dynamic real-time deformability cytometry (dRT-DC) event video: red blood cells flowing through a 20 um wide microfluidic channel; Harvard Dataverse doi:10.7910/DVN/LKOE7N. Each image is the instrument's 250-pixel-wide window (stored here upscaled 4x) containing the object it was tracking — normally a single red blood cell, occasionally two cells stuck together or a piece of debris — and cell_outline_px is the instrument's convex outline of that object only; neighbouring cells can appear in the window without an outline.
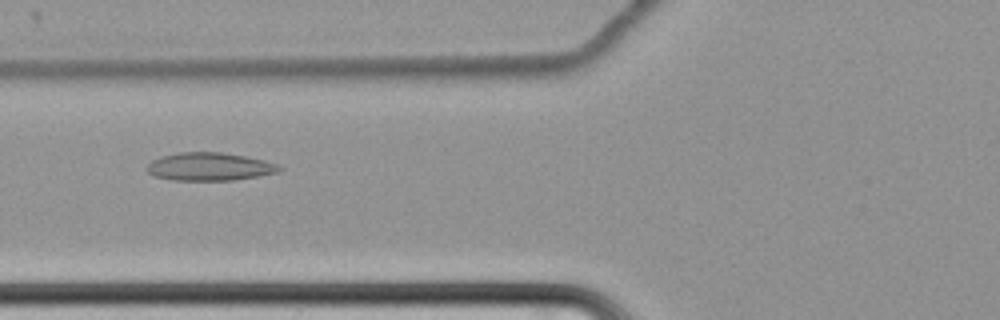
{"species": "common noctule bat (a hibernating species)", "species_latin": "Nyctalus noctula", "temperature_condition": "cold", "stored_images_in_passage": 62, "camera_frame_rate_fps": 3000, "um_per_image_px": 0.085, "animal": {"sex": "female", "body_mass_g": 22.7, "forearm_length_mm": 54.2}, "frame": {"image": 1, "passage_image": 26, "time_ms": 8.333, "image_size_px": [1000, 320], "cell_outline_px": [[284, 168], [280, 172], [260, 176], [232, 180], [172, 180], [152, 176], [144, 168], [152, 160], [160, 156], [180, 152], [220, 152], [244, 156], [264, 160], [280, 164]], "centroid_in_image_um": [17.82, 14.17], "position_along_channel_um": 108.0, "area_um2": 21.91}}
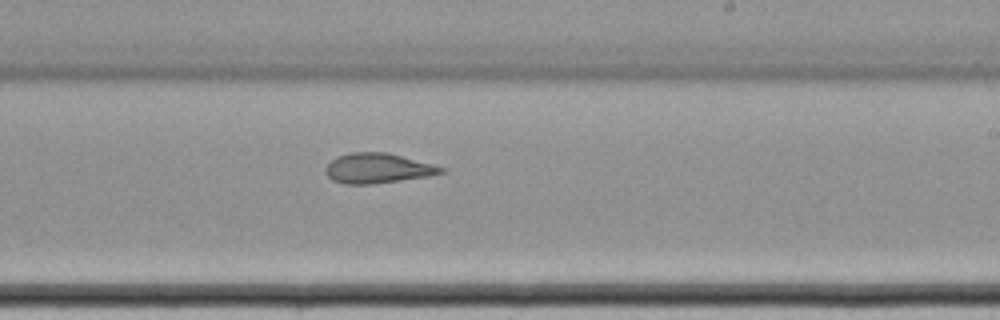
{"frame": {"image": 2, "passage_image": 39, "time_ms": 12.667, "image_size_px": [1000, 320], "cell_outline_px": [[448, 168], [444, 172], [428, 176], [372, 184], [344, 184], [332, 180], [324, 172], [324, 168], [336, 156], [352, 152], [388, 152]], "centroid_in_image_um": [32.1, 14.3], "position_along_channel_um": 256.9, "area_um2": 20.29}}
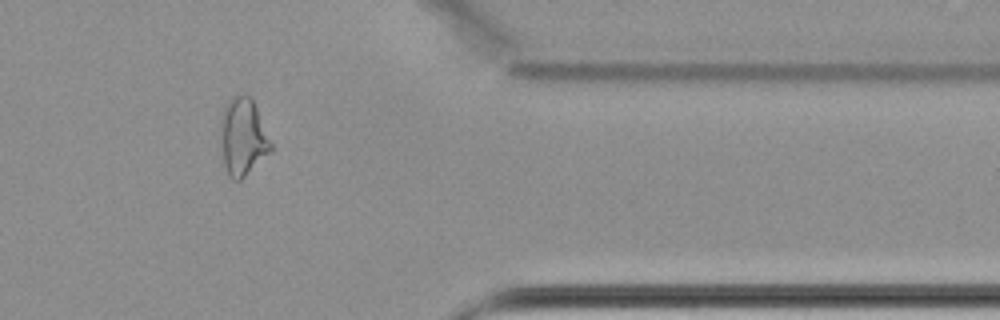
{"frame": {"image": 3, "passage_image": 52, "time_ms": 17.0, "image_size_px": [1000, 320], "cell_outline_px": [[272, 152], [240, 180], [232, 180], [228, 176], [224, 164], [220, 120], [220, 116], [228, 100], [232, 96], [244, 92], [252, 100], [256, 108], [272, 144]], "centroid_in_image_um": [20.65, 11.63], "position_along_channel_um": 390.8, "area_um2": 22.6}, "authors_computed_cell_mechanics": {"area_um2": 24.2182, "velocity_mm_per_s": 3.4354, "shape_relaxation_time_tau1_ms": null, "shape_relaxation_time_tau2_ms": 4.3601, "deformation_change_tau1": null, "deformation_change_tau2": 0.1027}}